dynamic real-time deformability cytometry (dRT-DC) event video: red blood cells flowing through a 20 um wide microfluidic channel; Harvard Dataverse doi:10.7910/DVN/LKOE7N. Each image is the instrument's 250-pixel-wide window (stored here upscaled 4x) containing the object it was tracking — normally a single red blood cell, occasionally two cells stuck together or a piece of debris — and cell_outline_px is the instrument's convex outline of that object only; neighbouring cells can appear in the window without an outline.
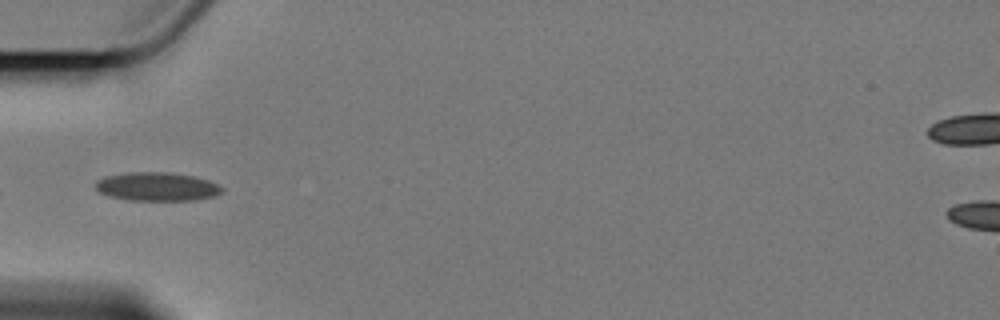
{"species": "Egyptian fruit bat (a non-hibernating species)", "species_latin": "Rousettus aegyptiacus", "temperature_condition": "cold", "stored_images_in_passage": 4, "camera_frame_rate_fps": 3000, "um_per_image_px": 0.085, "animal": {"sex": "female"}, "frame": {"image": 1, "passage_image": 3, "time_ms": 3.333, "image_size_px": [1000, 320], "cell_outline_px": [[224, 192], [212, 196], [196, 200], [128, 200], [108, 196], [100, 192], [96, 188], [96, 180], [104, 176], [128, 172], [168, 172], [192, 176], [208, 180], [224, 188]], "centroid_in_image_um": [13.32, 15.86], "position_along_channel_um": 71.7, "area_um2": 21.1}}
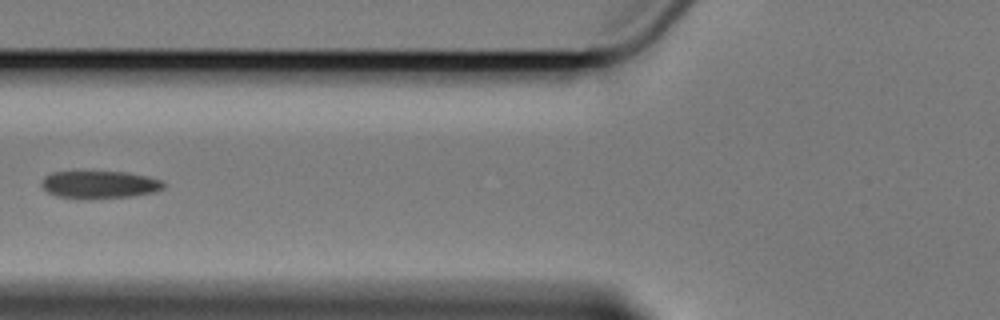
{"frame": {"image": 2, "passage_image": 4, "time_ms": 4.667, "image_size_px": [1000, 320], "cell_outline_px": [[164, 188], [156, 192], [132, 196], [56, 196], [48, 192], [40, 184], [44, 176], [52, 172], [128, 172], [148, 176], [160, 180], [164, 184]], "centroid_in_image_um": [8.49, 15.65], "position_along_channel_um": 117.3, "area_um2": 18.79}}